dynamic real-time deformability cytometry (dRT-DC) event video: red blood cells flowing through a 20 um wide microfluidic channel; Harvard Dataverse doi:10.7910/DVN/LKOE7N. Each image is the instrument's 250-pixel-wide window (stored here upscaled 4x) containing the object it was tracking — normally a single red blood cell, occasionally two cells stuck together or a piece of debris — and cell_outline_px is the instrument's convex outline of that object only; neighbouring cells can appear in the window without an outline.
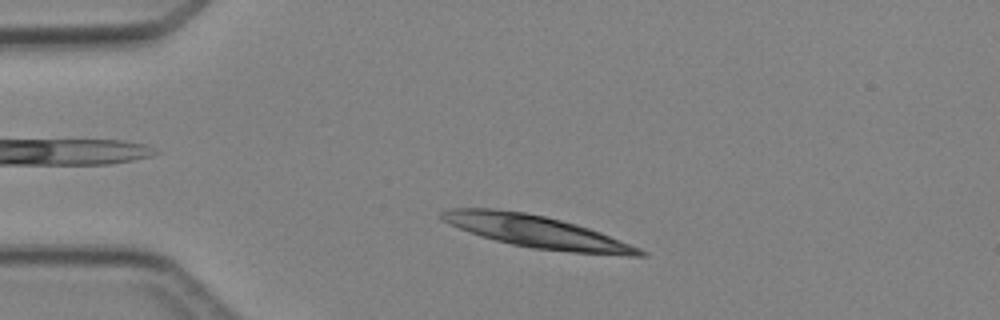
{"species": "Egyptian fruit bat (a non-hibernating species)", "species_latin": "Rousettus aegyptiacus", "temperature_condition": "cold", "stored_images_in_passage": 4, "camera_frame_rate_fps": 3000, "um_per_image_px": 0.085, "animal": {"sex": "female"}, "frame": {"image": 1, "passage_image": 2, "time_ms": 2.0, "image_size_px": [1000, 320], "cell_outline_px": [[648, 256], [628, 256], [572, 252], [532, 248], [512, 244], [480, 236], [460, 228], [444, 220], [440, 216], [440, 212], [452, 208], [496, 208], [524, 212], [544, 216], [576, 224], [600, 232], [640, 248], [648, 252]], "centroid_in_image_um": [45.66, 19.7], "position_along_channel_um": 39.3, "area_um2": 36.82}}